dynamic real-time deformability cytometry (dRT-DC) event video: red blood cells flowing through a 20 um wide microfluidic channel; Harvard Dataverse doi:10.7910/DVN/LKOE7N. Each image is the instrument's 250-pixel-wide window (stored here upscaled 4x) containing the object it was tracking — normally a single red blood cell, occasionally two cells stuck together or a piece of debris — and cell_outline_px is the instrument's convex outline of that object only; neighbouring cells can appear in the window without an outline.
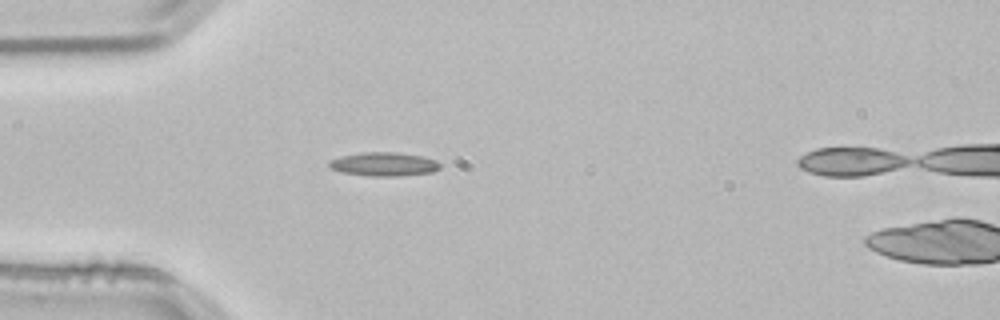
{"species": "common noctule bat (a hibernating species)", "species_latin": "Nyctalus noctula", "temperature_condition": "room temperature", "stored_images_in_passage": 2, "camera_frame_rate_fps": 3000, "um_per_image_px": 0.085, "animal": {"sex": "male", "body_mass_g": 21.5, "forearm_length_mm": 52.0}, "frame": {"image": 1, "passage_image": 1, "time_ms": 0.0, "image_size_px": [1000, 320], "cell_outline_px": [[440, 168], [432, 172], [396, 176], [368, 176], [340, 172], [328, 168], [328, 160], [340, 156], [360, 152], [400, 152], [424, 156], [436, 160], [440, 164]], "centroid_in_image_um": [32.58, 13.94], "position_along_channel_um": 52.4, "area_um2": 15.66}}